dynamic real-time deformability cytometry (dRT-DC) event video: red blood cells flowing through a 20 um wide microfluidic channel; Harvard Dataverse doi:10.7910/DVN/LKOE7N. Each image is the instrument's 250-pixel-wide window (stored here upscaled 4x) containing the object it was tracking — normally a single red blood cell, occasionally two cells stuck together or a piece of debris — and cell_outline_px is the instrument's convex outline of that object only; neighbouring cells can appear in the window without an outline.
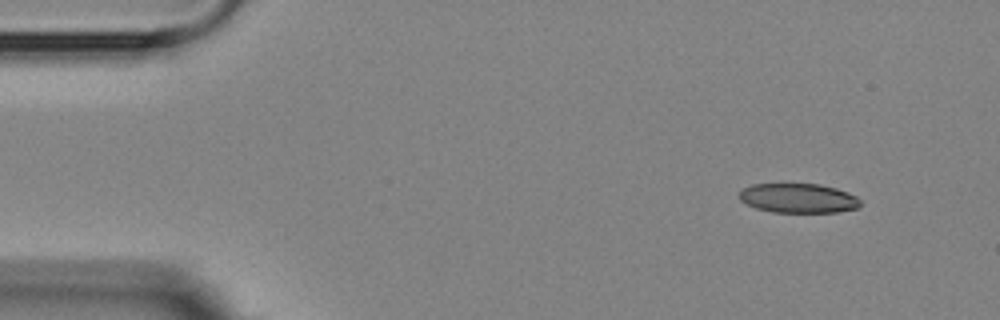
{"species": "Egyptian fruit bat (a non-hibernating species)", "species_latin": "Rousettus aegyptiacus", "temperature_condition": "room temperature", "stored_images_in_passage": 4, "camera_frame_rate_fps": 3000, "um_per_image_px": 0.085, "animal": {"sex": "female"}, "frame": {"image": 1, "passage_image": 1, "time_ms": 0.0, "image_size_px": [1000, 320], "cell_outline_px": [[860, 204], [856, 208], [836, 212], [772, 212], [756, 208], [740, 200], [736, 196], [744, 188], [752, 184], [820, 184], [836, 188], [848, 192], [856, 196], [860, 200]], "centroid_in_image_um": [67.84, 16.84], "position_along_channel_um": 17.2, "area_um2": 20.75}}
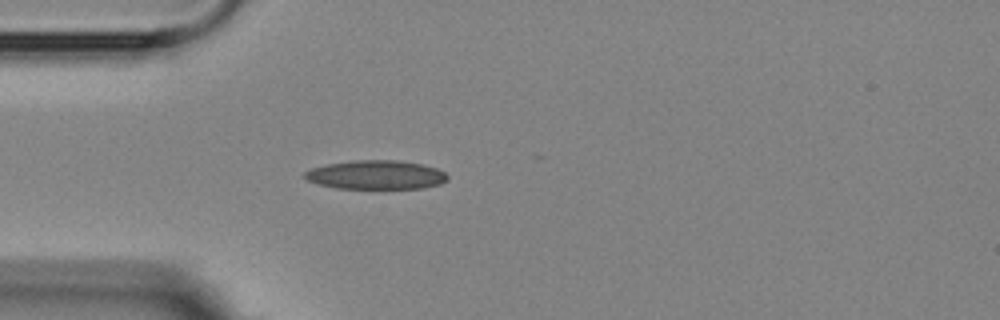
{"frame": {"image": 2, "passage_image": 4, "time_ms": 3.333, "image_size_px": [1000, 320], "cell_outline_px": [[448, 180], [440, 184], [424, 188], [336, 188], [316, 184], [308, 180], [304, 176], [304, 172], [312, 168], [328, 164], [356, 160], [396, 160], [420, 164], [436, 168], [444, 172], [448, 176]], "centroid_in_image_um": [31.96, 14.86], "position_along_channel_um": 53.0, "area_um2": 23.93}}